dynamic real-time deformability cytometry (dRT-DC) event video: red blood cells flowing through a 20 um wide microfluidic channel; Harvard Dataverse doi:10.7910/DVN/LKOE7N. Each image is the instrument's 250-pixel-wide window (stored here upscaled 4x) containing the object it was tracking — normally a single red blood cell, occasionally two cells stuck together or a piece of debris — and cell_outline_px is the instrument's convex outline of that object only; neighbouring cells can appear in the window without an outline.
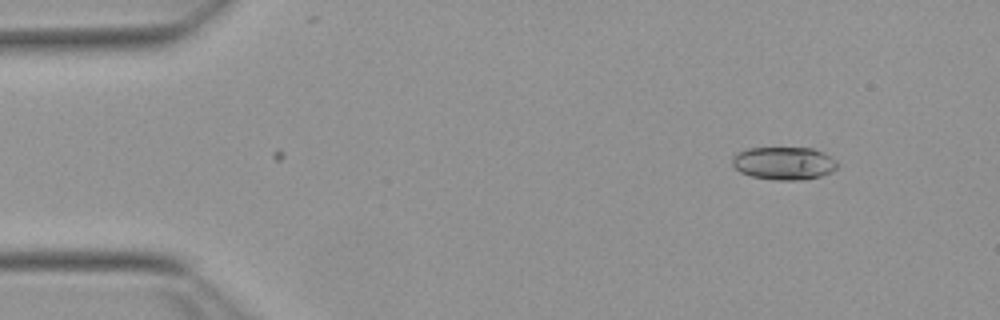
{"species": "Egyptian fruit bat (a non-hibernating species)", "species_latin": "Rousettus aegyptiacus", "temperature_condition": "warm", "stored_images_in_passage": 5, "camera_frame_rate_fps": 3000, "um_per_image_px": 0.085, "animal": {"sex": "female"}, "frame": {"image": 1, "passage_image": 5, "time_ms": 1.333, "image_size_px": [1000, 320], "cell_outline_px": [[840, 164], [832, 172], [820, 176], [804, 180], [776, 180], [752, 176], [740, 172], [732, 164], [732, 156], [736, 152], [748, 148], [812, 148], [824, 152], [836, 160]], "centroid_in_image_um": [66.65, 13.87], "position_along_channel_um": 18.4, "area_um2": 20.35}}